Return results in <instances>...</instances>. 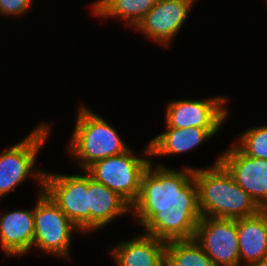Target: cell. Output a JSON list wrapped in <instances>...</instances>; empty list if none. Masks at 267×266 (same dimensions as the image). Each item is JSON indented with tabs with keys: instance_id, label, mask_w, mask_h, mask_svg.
<instances>
[{
	"instance_id": "obj_10",
	"label": "cell",
	"mask_w": 267,
	"mask_h": 266,
	"mask_svg": "<svg viewBox=\"0 0 267 266\" xmlns=\"http://www.w3.org/2000/svg\"><path fill=\"white\" fill-rule=\"evenodd\" d=\"M196 0H157L156 5L136 26L149 40L169 46L188 18Z\"/></svg>"
},
{
	"instance_id": "obj_11",
	"label": "cell",
	"mask_w": 267,
	"mask_h": 266,
	"mask_svg": "<svg viewBox=\"0 0 267 266\" xmlns=\"http://www.w3.org/2000/svg\"><path fill=\"white\" fill-rule=\"evenodd\" d=\"M220 163L261 209H267V159L247 156L233 144L220 154Z\"/></svg>"
},
{
	"instance_id": "obj_18",
	"label": "cell",
	"mask_w": 267,
	"mask_h": 266,
	"mask_svg": "<svg viewBox=\"0 0 267 266\" xmlns=\"http://www.w3.org/2000/svg\"><path fill=\"white\" fill-rule=\"evenodd\" d=\"M168 266H214L209 256L193 239L166 242V259Z\"/></svg>"
},
{
	"instance_id": "obj_20",
	"label": "cell",
	"mask_w": 267,
	"mask_h": 266,
	"mask_svg": "<svg viewBox=\"0 0 267 266\" xmlns=\"http://www.w3.org/2000/svg\"><path fill=\"white\" fill-rule=\"evenodd\" d=\"M34 0H0V15L3 17H24Z\"/></svg>"
},
{
	"instance_id": "obj_17",
	"label": "cell",
	"mask_w": 267,
	"mask_h": 266,
	"mask_svg": "<svg viewBox=\"0 0 267 266\" xmlns=\"http://www.w3.org/2000/svg\"><path fill=\"white\" fill-rule=\"evenodd\" d=\"M156 3L157 0H97L91 4L90 11L101 19H122L135 29Z\"/></svg>"
},
{
	"instance_id": "obj_21",
	"label": "cell",
	"mask_w": 267,
	"mask_h": 266,
	"mask_svg": "<svg viewBox=\"0 0 267 266\" xmlns=\"http://www.w3.org/2000/svg\"><path fill=\"white\" fill-rule=\"evenodd\" d=\"M248 266H267V257L263 258L262 260H259L257 262H253L249 264Z\"/></svg>"
},
{
	"instance_id": "obj_8",
	"label": "cell",
	"mask_w": 267,
	"mask_h": 266,
	"mask_svg": "<svg viewBox=\"0 0 267 266\" xmlns=\"http://www.w3.org/2000/svg\"><path fill=\"white\" fill-rule=\"evenodd\" d=\"M226 96L205 99H178L168 102L165 112V127L222 129L229 117ZM225 103V104H224Z\"/></svg>"
},
{
	"instance_id": "obj_15",
	"label": "cell",
	"mask_w": 267,
	"mask_h": 266,
	"mask_svg": "<svg viewBox=\"0 0 267 266\" xmlns=\"http://www.w3.org/2000/svg\"><path fill=\"white\" fill-rule=\"evenodd\" d=\"M220 129H203L200 127L176 128L166 127V130L149 140L151 157L183 154L194 150L204 141L218 134Z\"/></svg>"
},
{
	"instance_id": "obj_2",
	"label": "cell",
	"mask_w": 267,
	"mask_h": 266,
	"mask_svg": "<svg viewBox=\"0 0 267 266\" xmlns=\"http://www.w3.org/2000/svg\"><path fill=\"white\" fill-rule=\"evenodd\" d=\"M194 179L201 217L239 219L262 210L220 163V153L209 167H195Z\"/></svg>"
},
{
	"instance_id": "obj_19",
	"label": "cell",
	"mask_w": 267,
	"mask_h": 266,
	"mask_svg": "<svg viewBox=\"0 0 267 266\" xmlns=\"http://www.w3.org/2000/svg\"><path fill=\"white\" fill-rule=\"evenodd\" d=\"M234 145L247 156L267 159V125L242 132Z\"/></svg>"
},
{
	"instance_id": "obj_14",
	"label": "cell",
	"mask_w": 267,
	"mask_h": 266,
	"mask_svg": "<svg viewBox=\"0 0 267 266\" xmlns=\"http://www.w3.org/2000/svg\"><path fill=\"white\" fill-rule=\"evenodd\" d=\"M90 231L105 228L117 217L131 212V206L110 188L88 174Z\"/></svg>"
},
{
	"instance_id": "obj_16",
	"label": "cell",
	"mask_w": 267,
	"mask_h": 266,
	"mask_svg": "<svg viewBox=\"0 0 267 266\" xmlns=\"http://www.w3.org/2000/svg\"><path fill=\"white\" fill-rule=\"evenodd\" d=\"M240 266H248L267 257V209L237 219Z\"/></svg>"
},
{
	"instance_id": "obj_5",
	"label": "cell",
	"mask_w": 267,
	"mask_h": 266,
	"mask_svg": "<svg viewBox=\"0 0 267 266\" xmlns=\"http://www.w3.org/2000/svg\"><path fill=\"white\" fill-rule=\"evenodd\" d=\"M142 154L138 157L129 148L121 154L96 161L85 171L132 206L139 197L142 176L152 161L149 144Z\"/></svg>"
},
{
	"instance_id": "obj_3",
	"label": "cell",
	"mask_w": 267,
	"mask_h": 266,
	"mask_svg": "<svg viewBox=\"0 0 267 266\" xmlns=\"http://www.w3.org/2000/svg\"><path fill=\"white\" fill-rule=\"evenodd\" d=\"M68 151L82 171L96 161L126 152L130 147L117 130L85 104L79 105Z\"/></svg>"
},
{
	"instance_id": "obj_7",
	"label": "cell",
	"mask_w": 267,
	"mask_h": 266,
	"mask_svg": "<svg viewBox=\"0 0 267 266\" xmlns=\"http://www.w3.org/2000/svg\"><path fill=\"white\" fill-rule=\"evenodd\" d=\"M66 175L44 171L43 191L82 232L90 233L88 173Z\"/></svg>"
},
{
	"instance_id": "obj_1",
	"label": "cell",
	"mask_w": 267,
	"mask_h": 266,
	"mask_svg": "<svg viewBox=\"0 0 267 266\" xmlns=\"http://www.w3.org/2000/svg\"><path fill=\"white\" fill-rule=\"evenodd\" d=\"M153 162L142 176L132 218L145 234L164 242L193 239L201 218L194 167L180 170Z\"/></svg>"
},
{
	"instance_id": "obj_4",
	"label": "cell",
	"mask_w": 267,
	"mask_h": 266,
	"mask_svg": "<svg viewBox=\"0 0 267 266\" xmlns=\"http://www.w3.org/2000/svg\"><path fill=\"white\" fill-rule=\"evenodd\" d=\"M49 124L52 123H40L27 137L0 153V200L31 177L43 188L44 171L35 170L34 166L40 149L51 134Z\"/></svg>"
},
{
	"instance_id": "obj_9",
	"label": "cell",
	"mask_w": 267,
	"mask_h": 266,
	"mask_svg": "<svg viewBox=\"0 0 267 266\" xmlns=\"http://www.w3.org/2000/svg\"><path fill=\"white\" fill-rule=\"evenodd\" d=\"M194 240L214 266H240L237 219L201 217Z\"/></svg>"
},
{
	"instance_id": "obj_13",
	"label": "cell",
	"mask_w": 267,
	"mask_h": 266,
	"mask_svg": "<svg viewBox=\"0 0 267 266\" xmlns=\"http://www.w3.org/2000/svg\"><path fill=\"white\" fill-rule=\"evenodd\" d=\"M109 252L117 266H164L166 242L141 233L130 240H122Z\"/></svg>"
},
{
	"instance_id": "obj_12",
	"label": "cell",
	"mask_w": 267,
	"mask_h": 266,
	"mask_svg": "<svg viewBox=\"0 0 267 266\" xmlns=\"http://www.w3.org/2000/svg\"><path fill=\"white\" fill-rule=\"evenodd\" d=\"M0 241L4 256L28 254L34 242V207L0 214Z\"/></svg>"
},
{
	"instance_id": "obj_6",
	"label": "cell",
	"mask_w": 267,
	"mask_h": 266,
	"mask_svg": "<svg viewBox=\"0 0 267 266\" xmlns=\"http://www.w3.org/2000/svg\"><path fill=\"white\" fill-rule=\"evenodd\" d=\"M34 207L33 249L70 259L72 236L82 233L40 188ZM74 233V234H73Z\"/></svg>"
}]
</instances>
